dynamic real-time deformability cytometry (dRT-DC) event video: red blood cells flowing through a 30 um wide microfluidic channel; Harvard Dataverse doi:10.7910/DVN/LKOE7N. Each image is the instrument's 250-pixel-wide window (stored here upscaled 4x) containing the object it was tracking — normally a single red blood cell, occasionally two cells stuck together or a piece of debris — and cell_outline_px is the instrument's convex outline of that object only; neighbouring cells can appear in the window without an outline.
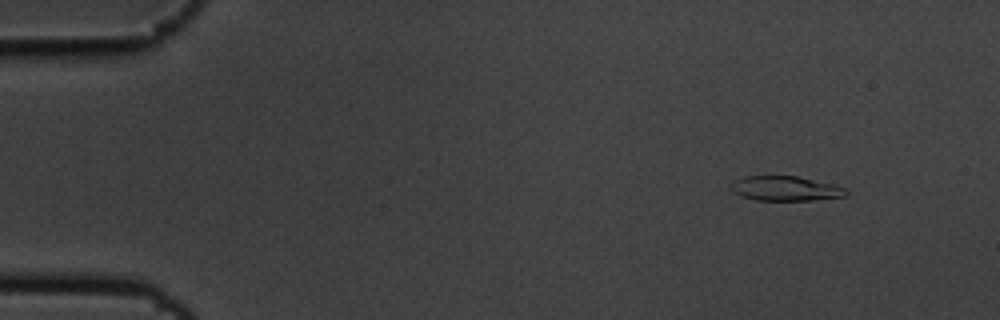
{"species": "common noctule bat (a hibernating species)", "species_latin": "Nyctalus noctula", "temperature_condition": "cold", "stored_images_in_passage": 4, "camera_frame_rate_fps": 3000, "um_per_image_px": 0.085, "animal": {"sex": "male", "body_mass_g": 19.5, "forearm_length_mm": 54.6}, "frame": {"image": 1, "passage_image": 1, "time_ms": 0.0, "image_size_px": [1000, 320], "cell_outline_px": [[848, 196], [812, 200], [756, 200], [740, 196], [732, 192], [728, 188], [732, 180], [744, 176], [796, 176], [832, 184], [844, 188], [848, 192]], "centroid_in_image_um": [66.68, 16.02], "position_along_channel_um": 18.3, "area_um2": 16.7}}
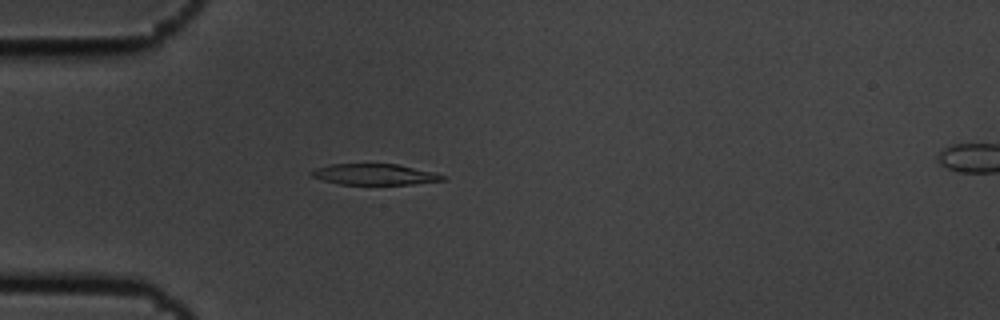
{"frame": {"image": 2, "passage_image": 3, "time_ms": 0.667, "image_size_px": [1000, 320], "cell_outline_px": [[448, 176], [444, 180], [412, 184], [340, 184], [324, 180], [312, 176], [308, 172], [316, 168], [328, 164], [396, 164], [436, 172]], "centroid_in_image_um": [31.87, 14.81], "position_along_channel_um": 53.1, "area_um2": 16.01}}